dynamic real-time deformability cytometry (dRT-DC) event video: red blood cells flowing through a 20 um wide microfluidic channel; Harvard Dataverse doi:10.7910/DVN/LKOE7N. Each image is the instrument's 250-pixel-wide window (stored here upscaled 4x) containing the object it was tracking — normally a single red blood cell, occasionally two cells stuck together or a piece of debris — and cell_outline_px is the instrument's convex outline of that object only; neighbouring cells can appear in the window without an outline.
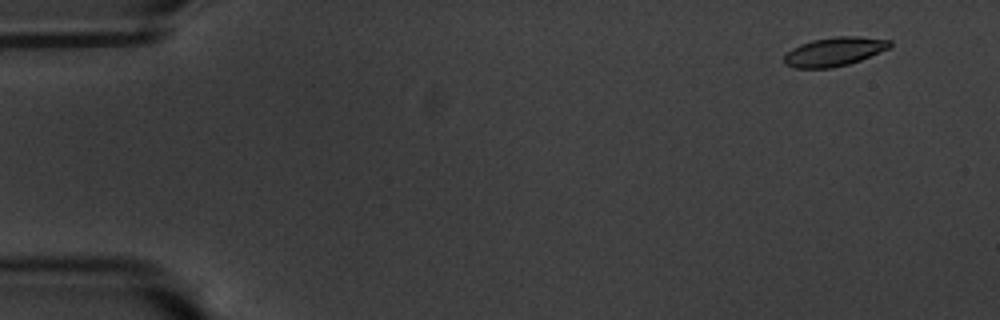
{"species": "common noctule bat (a hibernating species)", "species_latin": "Nyctalus noctula", "temperature_condition": "warm", "stored_images_in_passage": 8, "camera_frame_rate_fps": 3000, "um_per_image_px": 0.085, "animal": {"sex": "male", "body_mass_g": 20.1, "forearm_length_mm": 53.5}, "frame": {"image": 1, "passage_image": 2, "time_ms": 0.333, "image_size_px": [1000, 320], "cell_outline_px": [[892, 44], [888, 48], [860, 60], [848, 64], [832, 68], [792, 68], [784, 64], [784, 56], [792, 48], [800, 44], [812, 40], [836, 36], [860, 36], [892, 40]], "centroid_in_image_um": [70.89, 4.39], "position_along_channel_um": 14.1, "area_um2": 17.8}}